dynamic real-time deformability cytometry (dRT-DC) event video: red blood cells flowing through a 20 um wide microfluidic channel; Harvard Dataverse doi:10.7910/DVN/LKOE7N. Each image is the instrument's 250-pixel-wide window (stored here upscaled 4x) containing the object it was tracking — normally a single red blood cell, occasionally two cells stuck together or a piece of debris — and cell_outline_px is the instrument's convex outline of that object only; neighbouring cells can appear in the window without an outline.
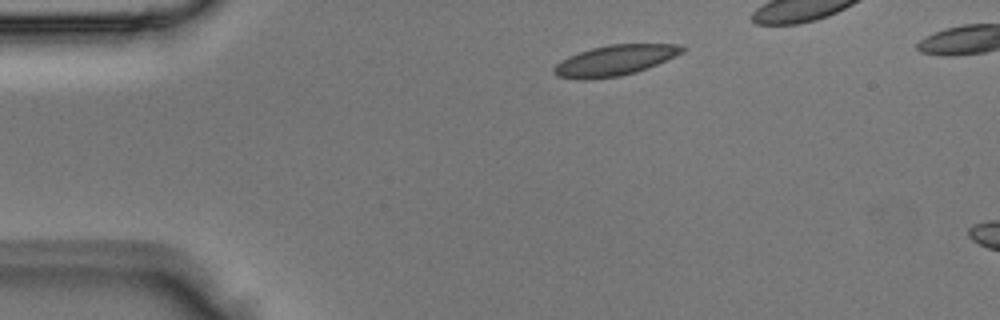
{"species": "Egyptian fruit bat (a non-hibernating species)", "species_latin": "Rousettus aegyptiacus", "temperature_condition": "room temperature", "stored_images_in_passage": 3, "camera_frame_rate_fps": 3000, "um_per_image_px": 0.085, "animal": {"sex": "male"}, "frame": {"image": 1, "passage_image": 1, "time_ms": 0.0, "image_size_px": [1000, 320], "cell_outline_px": [[684, 52], [648, 68], [636, 72], [620, 76], [592, 80], [580, 80], [556, 76], [552, 72], [552, 68], [560, 60], [568, 56], [592, 48], [608, 44], [680, 44], [684, 48]], "centroid_in_image_um": [52.21, 5.15], "position_along_channel_um": 32.8, "area_um2": 23.0}}